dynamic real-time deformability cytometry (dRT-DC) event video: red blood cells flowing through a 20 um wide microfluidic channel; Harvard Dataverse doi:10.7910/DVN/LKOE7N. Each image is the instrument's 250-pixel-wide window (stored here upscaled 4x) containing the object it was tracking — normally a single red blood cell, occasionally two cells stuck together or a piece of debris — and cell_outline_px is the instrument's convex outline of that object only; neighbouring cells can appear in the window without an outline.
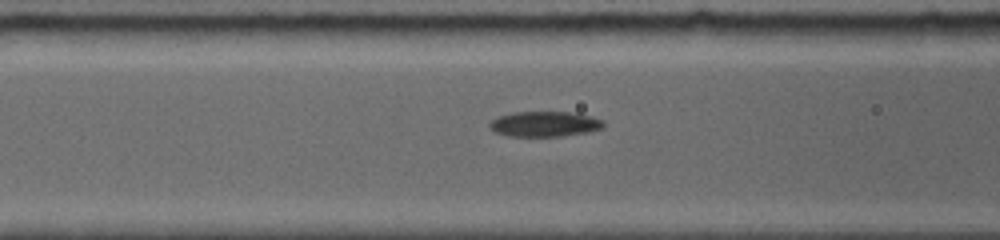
{"species": "common noctule bat (a hibernating species)", "species_latin": "Nyctalus noctula", "temperature_condition": "room temperature", "stored_images_in_passage": 6, "camera_frame_rate_fps": 5000, "um_per_image_px": 0.085, "animal": {"sex": "female", "body_mass_g": 19.0, "forearm_length_mm": 56.7}, "frame": {"image": 1, "passage_image": 3, "time_ms": 1.2, "image_size_px": [1000, 240], "cell_outline_px": [[604, 128], [588, 132], [564, 136], [508, 136], [496, 132], [488, 124], [492, 120], [500, 116], [512, 112], [576, 112], [604, 120]], "centroid_in_image_um": [46.35, 10.54], "position_along_channel_um": 120.3, "area_um2": 16.82}}